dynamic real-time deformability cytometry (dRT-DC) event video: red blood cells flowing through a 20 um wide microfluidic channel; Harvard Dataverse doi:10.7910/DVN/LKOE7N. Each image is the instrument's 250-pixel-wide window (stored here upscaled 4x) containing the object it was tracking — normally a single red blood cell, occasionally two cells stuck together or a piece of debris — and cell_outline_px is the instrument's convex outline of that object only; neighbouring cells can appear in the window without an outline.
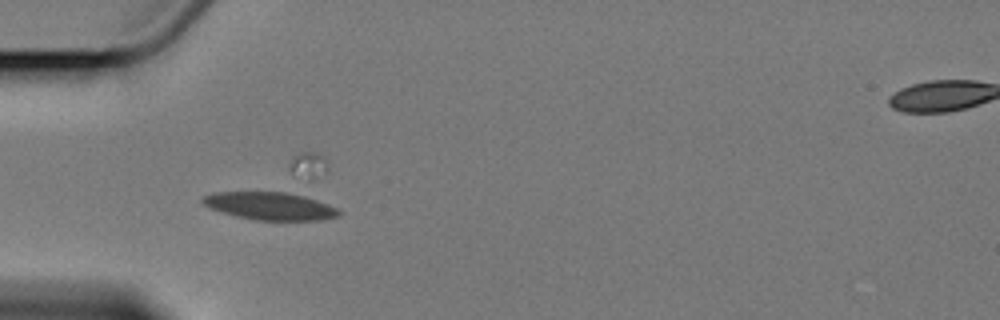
{"species": "Egyptian fruit bat (a non-hibernating species)", "species_latin": "Rousettus aegyptiacus", "temperature_condition": "cold", "stored_images_in_passage": 4, "camera_frame_rate_fps": 3000, "um_per_image_px": 0.085, "animal": {"sex": "female"}, "frame": {"image": 1, "passage_image": 2, "time_ms": 1.333, "image_size_px": [1000, 320], "cell_outline_px": [[340, 216], [324, 220], [256, 220], [236, 216], [212, 208], [204, 204], [200, 200], [204, 196], [212, 192], [304, 192], [336, 208], [340, 212]], "centroid_in_image_um": [23.05, 17.49], "position_along_channel_um": 61.9, "area_um2": 22.43}}
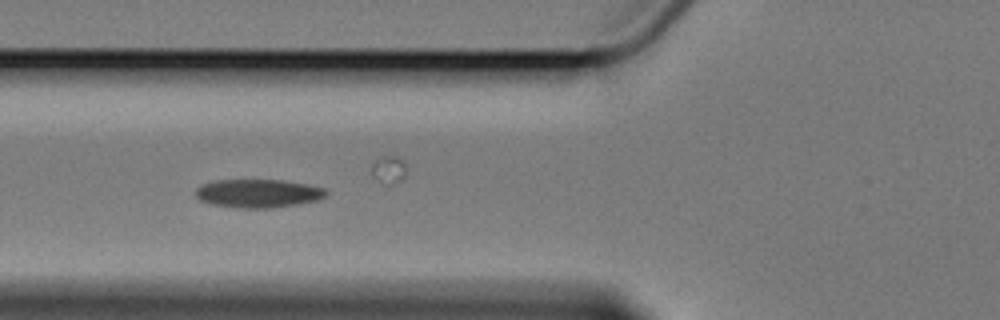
{"frame": {"image": 2, "passage_image": 3, "time_ms": 2.667, "image_size_px": [1000, 320], "cell_outline_px": [[328, 196], [320, 200], [300, 204], [272, 208], [240, 208], [212, 204], [200, 200], [196, 196], [196, 188], [204, 184], [216, 180], [280, 180], [308, 184], [324, 188], [328, 192]], "centroid_in_image_um": [22.01, 16.44], "position_along_channel_um": 103.8, "area_um2": 21.73}}
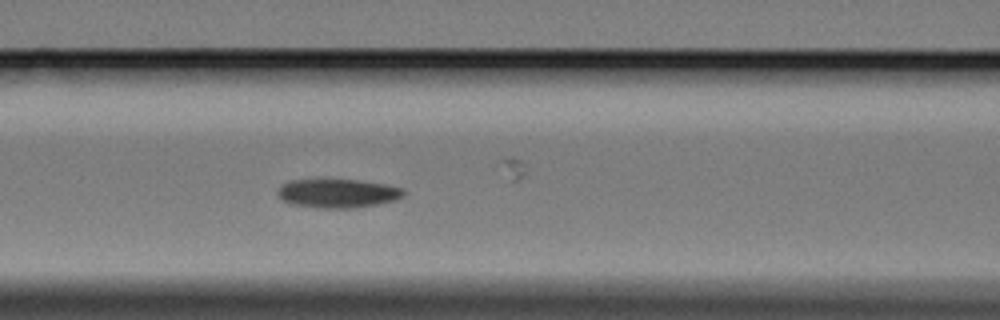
{"frame": {"image": 3, "passage_image": 4, "time_ms": 3.667, "image_size_px": [1000, 320], "cell_outline_px": [[404, 196], [396, 200], [356, 208], [320, 208], [292, 204], [284, 200], [276, 192], [280, 184], [292, 180], [320, 176], [324, 176], [360, 180], [388, 184], [404, 188]], "centroid_in_image_um": [28.69, 16.37], "position_along_channel_um": 137.9, "area_um2": 22.25}}